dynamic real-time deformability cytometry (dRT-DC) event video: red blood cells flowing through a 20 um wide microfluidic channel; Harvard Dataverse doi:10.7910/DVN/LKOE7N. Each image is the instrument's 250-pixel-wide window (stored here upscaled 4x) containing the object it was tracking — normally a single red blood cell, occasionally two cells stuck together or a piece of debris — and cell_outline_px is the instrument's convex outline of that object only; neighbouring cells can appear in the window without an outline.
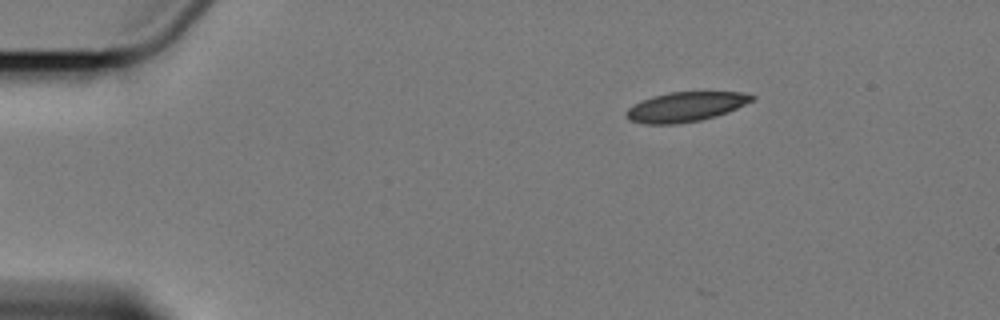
{"species": "Egyptian fruit bat (a non-hibernating species)", "species_latin": "Rousettus aegyptiacus", "temperature_condition": "cold", "stored_images_in_passage": 4, "camera_frame_rate_fps": 3000, "um_per_image_px": 0.085, "animal": {"sex": "female"}, "frame": {"image": 1, "passage_image": 4, "time_ms": 3.667, "image_size_px": [1000, 320], "cell_outline_px": [[756, 96], [752, 100], [728, 112], [716, 116], [700, 120], [680, 124], [644, 124], [628, 120], [628, 108], [652, 96], [668, 92], [744, 92]], "centroid_in_image_um": [58.29, 9.08], "position_along_channel_um": 26.7, "area_um2": 21.5}}